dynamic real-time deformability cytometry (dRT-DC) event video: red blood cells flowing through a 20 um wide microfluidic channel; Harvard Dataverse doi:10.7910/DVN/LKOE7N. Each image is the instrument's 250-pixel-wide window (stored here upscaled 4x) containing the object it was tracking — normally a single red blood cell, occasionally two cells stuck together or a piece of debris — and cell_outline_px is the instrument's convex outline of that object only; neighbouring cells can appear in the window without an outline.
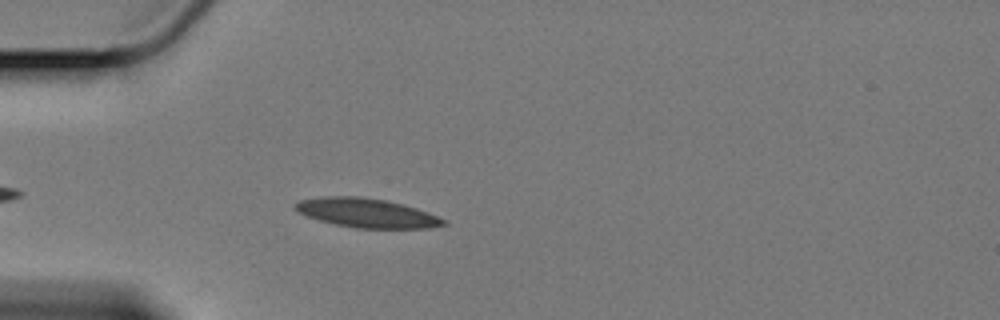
{"species": "Egyptian fruit bat (a non-hibernating species)", "species_latin": "Rousettus aegyptiacus", "temperature_condition": "cold", "stored_images_in_passage": 41, "camera_frame_rate_fps": 3000, "um_per_image_px": 0.085, "animal": {"sex": "female"}, "frame": {"image": 1, "passage_image": 5, "time_ms": 1.333, "image_size_px": [1000, 320], "cell_outline_px": [[448, 224], [428, 228], [356, 228], [336, 224], [320, 220], [296, 212], [292, 208], [292, 204], [296, 200], [320, 196], [360, 196], [388, 200], [404, 204], [428, 212], [448, 220]], "centroid_in_image_um": [31.14, 18.08], "position_along_channel_um": 53.9, "area_um2": 25.61}}
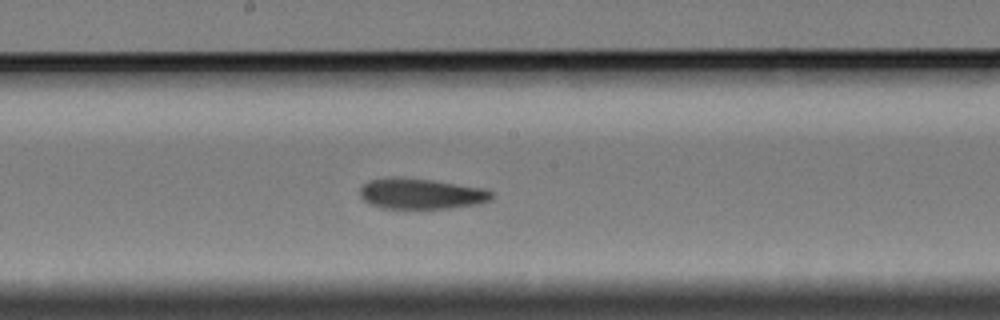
{"frame": {"image": 2, "passage_image": 20, "time_ms": 6.333, "image_size_px": [1000, 320], "cell_outline_px": [[492, 196], [488, 200], [476, 204], [448, 208], [380, 208], [368, 204], [360, 196], [360, 188], [368, 180], [388, 176], [396, 176], [432, 180], [484, 188], [492, 192]], "centroid_in_image_um": [35.71, 16.45], "position_along_channel_um": 212.5, "area_um2": 23.58}}
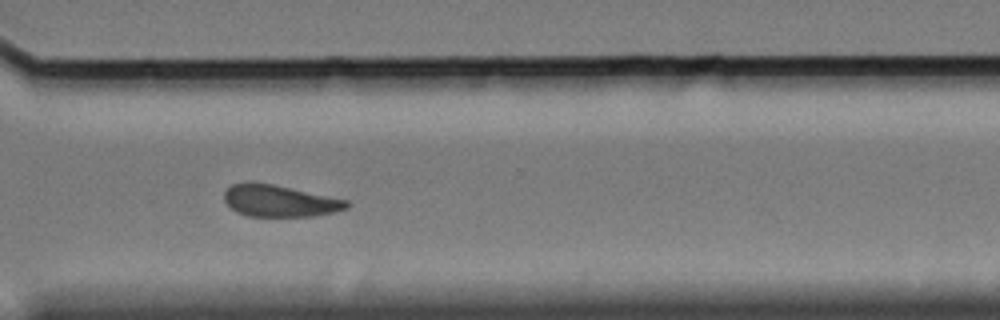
{"frame": {"image": 3, "passage_image": 32, "time_ms": 10.333, "image_size_px": [1000, 320], "cell_outline_px": [[348, 208], [316, 216], [248, 216], [236, 212], [224, 200], [224, 192], [232, 184], [252, 180], [272, 184], [348, 200]], "centroid_in_image_um": [23.72, 17.06], "position_along_channel_um": 346.9, "area_um2": 22.66}, "authors_computed_cell_mechanics": {"area_um2": 24.276, "velocity_mm_per_s": 3.3683, "shape_relaxation_time_tau1_ms": 6.923, "shape_relaxation_time_tau2_ms": 4.0292, "deformation_change_tau1": 0.1335, "deformation_change_tau2": 0.102}}